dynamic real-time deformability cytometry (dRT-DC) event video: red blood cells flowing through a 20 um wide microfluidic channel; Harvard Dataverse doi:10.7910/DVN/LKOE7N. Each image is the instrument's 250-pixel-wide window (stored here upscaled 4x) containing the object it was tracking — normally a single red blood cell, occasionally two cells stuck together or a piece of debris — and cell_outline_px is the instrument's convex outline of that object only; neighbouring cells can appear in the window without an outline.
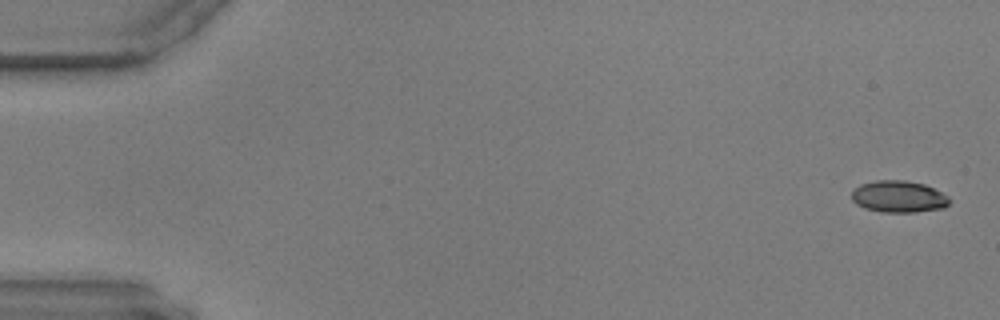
{"species": "common noctule bat (a hibernating species)", "species_latin": "Nyctalus noctula", "temperature_condition": "warm", "stored_images_in_passage": 20, "camera_frame_rate_fps": 3000, "um_per_image_px": 0.085, "animal": {"sex": "male", "body_mass_g": 17.9, "forearm_length_mm": 54.2}, "frame": {"image": 1, "passage_image": 2, "time_ms": 0.333, "image_size_px": [1000, 320], "cell_outline_px": [[952, 200], [944, 208], [916, 212], [880, 212], [864, 208], [856, 204], [852, 200], [852, 192], [860, 184], [876, 180], [904, 180], [924, 184], [948, 196]], "centroid_in_image_um": [76.38, 16.72], "position_along_channel_um": 8.6, "area_um2": 18.15}}
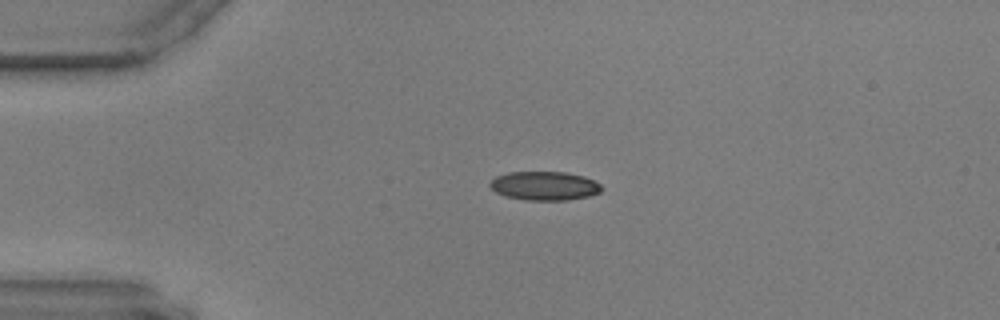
{"frame": {"image": 2, "passage_image": 14, "time_ms": 4.333, "image_size_px": [1000, 320], "cell_outline_px": [[604, 188], [600, 192], [588, 196], [568, 200], [524, 200], [504, 196], [496, 192], [488, 184], [496, 176], [508, 172], [564, 172], [584, 176], [600, 184]], "centroid_in_image_um": [46.27, 15.8], "position_along_channel_um": 38.7, "area_um2": 18.79}}